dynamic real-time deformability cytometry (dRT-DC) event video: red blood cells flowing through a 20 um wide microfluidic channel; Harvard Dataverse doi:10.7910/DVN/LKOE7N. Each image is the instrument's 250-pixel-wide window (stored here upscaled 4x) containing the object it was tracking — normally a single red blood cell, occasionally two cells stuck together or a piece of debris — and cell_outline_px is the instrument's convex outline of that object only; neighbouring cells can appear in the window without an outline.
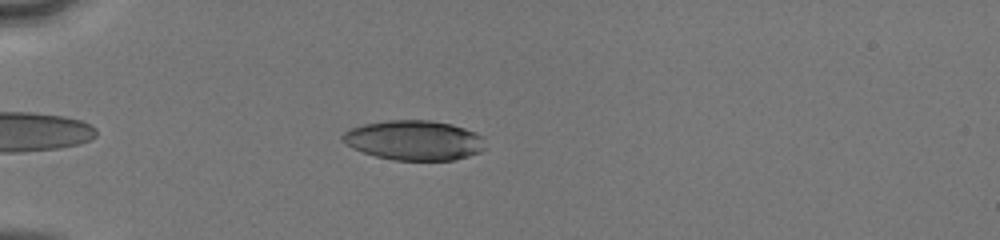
{"species": "human", "species_latin": "Homo sapiens", "temperature_condition": "cold", "stored_images_in_passage": 40, "camera_frame_rate_fps": 3000, "um_per_image_px": 0.085, "donor": {"sex": "male"}, "frame": {"image": 1, "passage_image": 5, "time_ms": 1.333, "image_size_px": [1000, 240], "cell_outline_px": [[484, 148], [480, 152], [468, 156], [452, 160], [392, 160], [376, 156], [352, 148], [340, 140], [340, 136], [344, 132], [352, 128], [364, 124], [388, 120], [432, 120], [452, 124], [476, 132], [484, 136]], "centroid_in_image_um": [35.2, 11.92], "position_along_channel_um": 49.8, "area_um2": 33.23}}
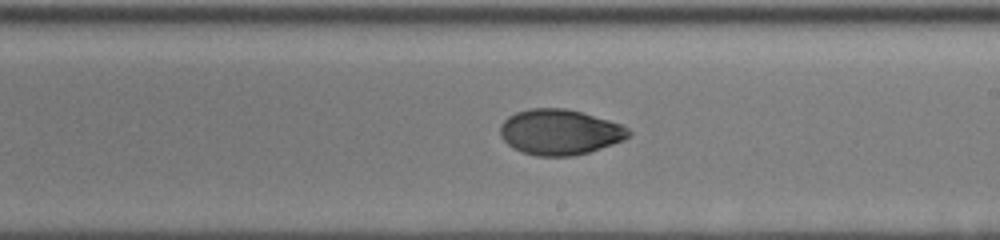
{"frame": {"image": 2, "passage_image": 21, "time_ms": 6.667, "image_size_px": [1000, 240], "cell_outline_px": [[632, 132], [624, 140], [588, 152], [572, 156], [536, 156], [520, 152], [512, 148], [500, 136], [500, 124], [508, 116], [516, 112], [532, 108], [564, 108], [580, 112], [608, 120], [620, 124], [628, 128]], "centroid_in_image_um": [47.54, 11.23], "position_along_channel_um": 241.5, "area_um2": 33.99}}
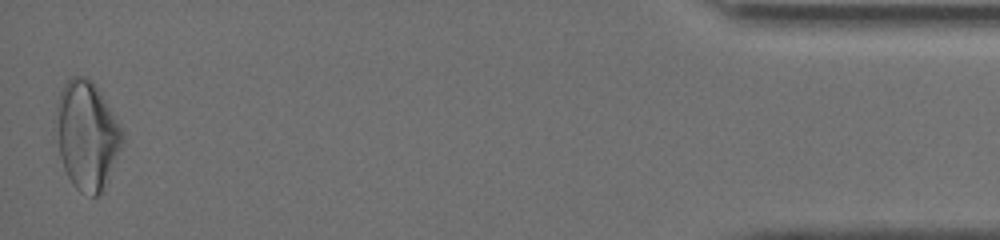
{"frame": {"image": 3, "passage_image": 40, "time_ms": 13.0, "image_size_px": [1000, 240], "cell_outline_px": [[124, 140], [104, 192], [96, 196], [92, 196], [80, 192], [72, 184], [64, 168], [52, 136], [56, 104], [60, 92], [68, 76], [84, 76], [92, 80], [100, 92], [124, 132]], "centroid_in_image_um": [7.33, 11.51], "position_along_channel_um": 427.9, "area_um2": 43.06}, "authors_computed_cell_mechanics": {"area_um2": 34.3043, "velocity_mm_per_s": 4.1246, "shape_relaxation_time_tau1_ms": 3.7113, "shape_relaxation_time_tau2_ms": 1.6841, "deformation_change_tau1": 0.1329, "deformation_change_tau2": 0.0466}}